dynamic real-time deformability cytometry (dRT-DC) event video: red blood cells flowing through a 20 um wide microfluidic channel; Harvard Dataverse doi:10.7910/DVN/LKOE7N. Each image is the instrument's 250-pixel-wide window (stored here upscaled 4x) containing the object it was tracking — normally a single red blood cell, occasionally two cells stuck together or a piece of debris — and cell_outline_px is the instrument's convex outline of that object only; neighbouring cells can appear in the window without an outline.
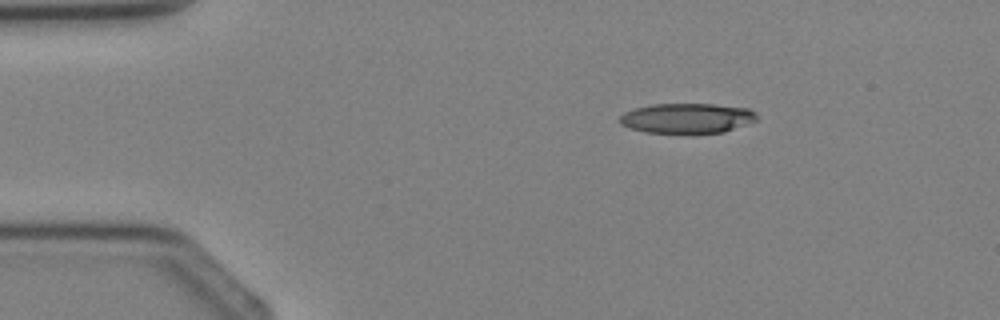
{"species": "Egyptian fruit bat (a non-hibernating species)", "species_latin": "Rousettus aegyptiacus", "temperature_condition": "cold", "stored_images_in_passage": 2, "camera_frame_rate_fps": 3000, "um_per_image_px": 0.085, "animal": {"sex": "female"}, "frame": {"image": 1, "passage_image": 1, "time_ms": 0.0, "image_size_px": [1000, 320], "cell_outline_px": [[756, 120], [724, 132], [644, 132], [628, 128], [620, 124], [620, 116], [624, 112], [636, 108], [652, 104], [716, 104], [748, 108], [756, 112]], "centroid_in_image_um": [58.37, 10.03], "position_along_channel_um": 26.6, "area_um2": 23.7}}